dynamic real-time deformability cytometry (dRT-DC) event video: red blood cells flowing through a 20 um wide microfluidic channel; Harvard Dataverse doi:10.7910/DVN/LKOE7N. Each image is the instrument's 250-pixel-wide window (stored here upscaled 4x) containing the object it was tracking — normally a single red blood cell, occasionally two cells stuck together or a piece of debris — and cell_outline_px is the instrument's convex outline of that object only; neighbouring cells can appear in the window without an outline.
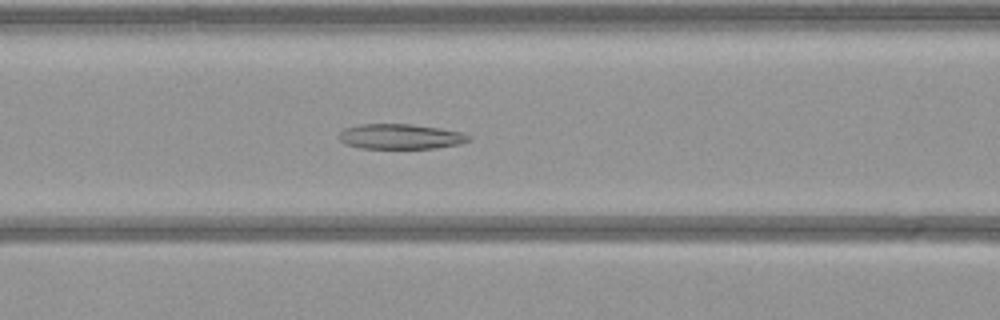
{"species": "common noctule bat (a hibernating species)", "species_latin": "Nyctalus noctula", "temperature_condition": "warm", "stored_images_in_passage": 41, "camera_frame_rate_fps": 3000, "um_per_image_px": 0.085, "animal": {"sex": "female", "body_mass_g": 21.9}, "frame": {"image": 1, "passage_image": 14, "time_ms": 4.333, "image_size_px": [1000, 320], "cell_outline_px": [[472, 140], [460, 144], [436, 148], [360, 148], [344, 144], [336, 136], [344, 128], [360, 124], [412, 124], [440, 128], [460, 132], [472, 136]], "centroid_in_image_um": [34.03, 11.6], "position_along_channel_um": 132.6, "area_um2": 19.19}}
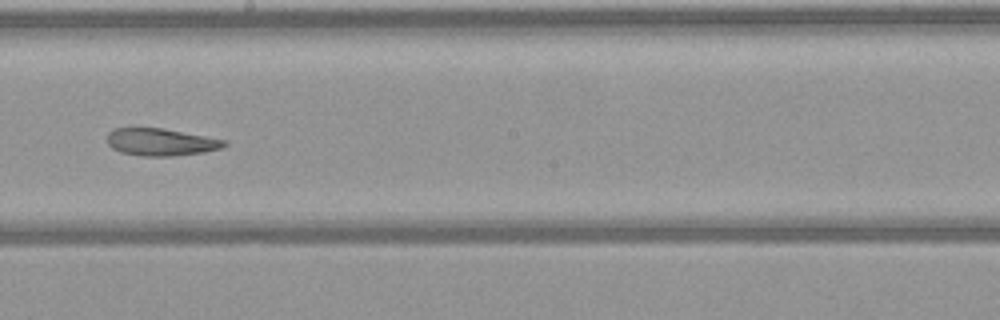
{"frame": {"image": 2, "passage_image": 22, "time_ms": 7.0, "image_size_px": [1000, 320], "cell_outline_px": [[228, 144], [220, 148], [204, 152], [172, 156], [140, 156], [120, 152], [112, 148], [108, 144], [108, 132], [116, 128], [164, 128], [228, 140]], "centroid_in_image_um": [13.69, 12.07], "position_along_channel_um": 234.5, "area_um2": 18.73}}
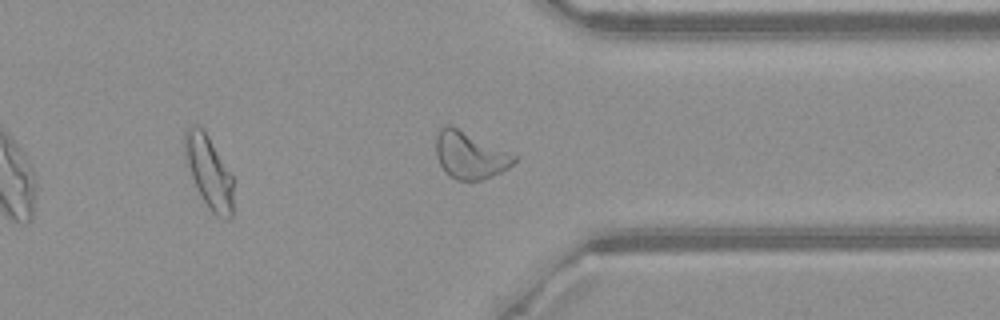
{"frame": {"image": 3, "passage_image": 33, "time_ms": 10.667, "image_size_px": [1000, 320], "cell_outline_px": [[520, 156], [508, 168], [492, 176], [480, 180], [456, 180], [444, 172], [436, 156], [436, 136], [440, 128], [444, 124], [452, 124]], "centroid_in_image_um": [39.95, 13.16], "position_along_channel_um": 371.4, "area_um2": 21.91}}